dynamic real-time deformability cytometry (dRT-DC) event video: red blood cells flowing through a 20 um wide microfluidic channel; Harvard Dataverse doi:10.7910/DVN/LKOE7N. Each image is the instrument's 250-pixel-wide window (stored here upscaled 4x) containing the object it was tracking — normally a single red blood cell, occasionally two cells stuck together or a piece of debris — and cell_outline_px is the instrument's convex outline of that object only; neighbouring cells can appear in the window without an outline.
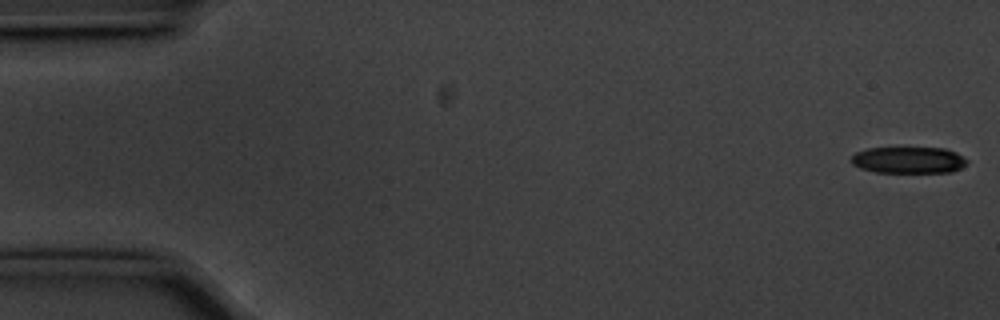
{"species": "common noctule bat (a hibernating species)", "species_latin": "Nyctalus noctula", "temperature_condition": "cold", "stored_images_in_passage": 12, "camera_frame_rate_fps": 3000, "um_per_image_px": 0.085, "animal": {"sex": "male", "body_mass_g": 20.1, "forearm_length_mm": 53.5}, "frame": {"image": 1, "passage_image": 1, "time_ms": 0.0, "image_size_px": [1000, 320], "cell_outline_px": [[968, 160], [960, 168], [952, 172], [876, 172], [860, 168], [852, 164], [852, 156], [856, 152], [868, 148], [944, 148], [956, 152]], "centroid_in_image_um": [77.22, 13.6], "position_along_channel_um": 7.8, "area_um2": 17.74}}